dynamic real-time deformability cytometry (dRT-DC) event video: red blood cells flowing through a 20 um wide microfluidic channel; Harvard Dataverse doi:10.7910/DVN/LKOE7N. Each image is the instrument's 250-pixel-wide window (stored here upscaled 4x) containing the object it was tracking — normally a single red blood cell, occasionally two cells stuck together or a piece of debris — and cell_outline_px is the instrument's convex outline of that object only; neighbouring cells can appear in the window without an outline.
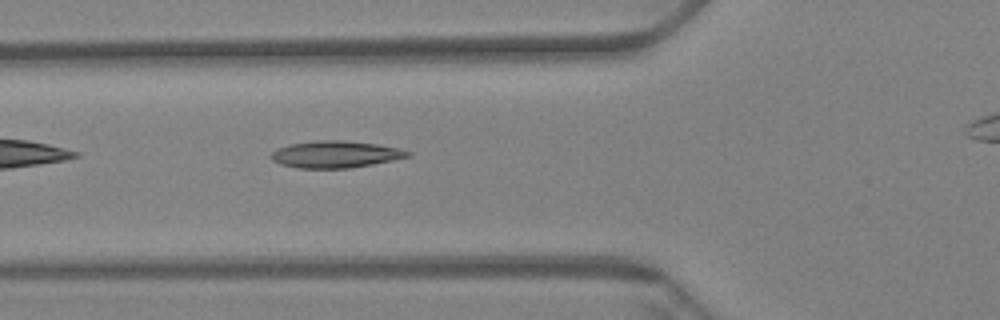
{"species": "Egyptian fruit bat (a non-hibernating species)", "species_latin": "Rousettus aegyptiacus", "temperature_condition": "warm", "stored_images_in_passage": 31, "camera_frame_rate_fps": 3000, "um_per_image_px": 0.085, "animal": {"sex": "female"}, "frame": {"image": 1, "passage_image": 5, "time_ms": 1.333, "image_size_px": [1000, 320], "cell_outline_px": [[412, 156], [372, 164], [348, 168], [300, 168], [280, 164], [272, 160], [272, 152], [288, 144], [312, 140], [344, 140], [376, 144], [400, 148], [412, 152]], "centroid_in_image_um": [28.54, 13.11], "position_along_channel_um": 97.3, "area_um2": 21.39}}
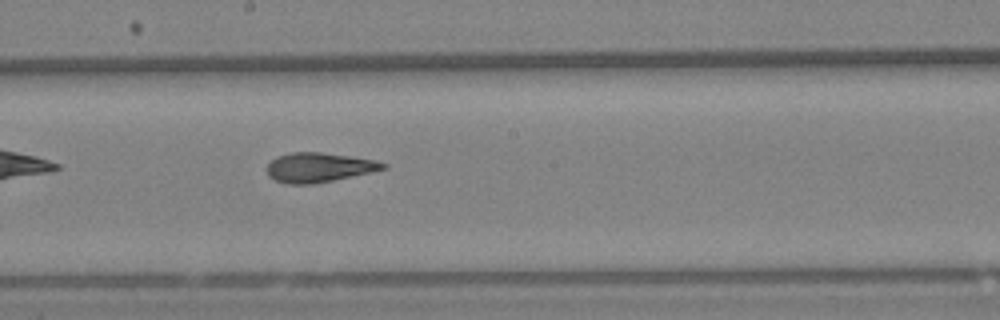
{"frame": {"image": 2, "passage_image": 16, "time_ms": 5.0, "image_size_px": [1000, 320], "cell_outline_px": [[388, 168], [332, 180], [312, 184], [288, 184], [276, 180], [268, 176], [268, 164], [276, 156], [292, 152], [320, 152], [376, 160], [388, 164]], "centroid_in_image_um": [27.1, 14.22], "position_along_channel_um": 221.1, "area_um2": 19.71}}
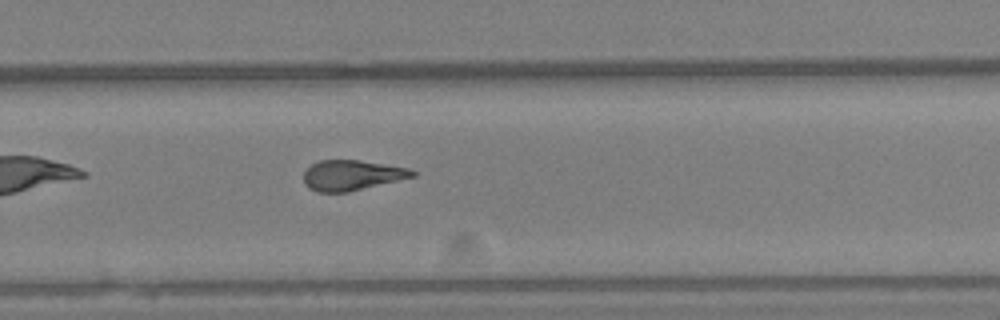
{"frame": {"image": 3, "passage_image": 23, "time_ms": 7.333, "image_size_px": [1000, 320], "cell_outline_px": [[416, 176], [348, 192], [316, 192], [308, 188], [304, 184], [304, 172], [312, 164], [320, 160], [360, 160], [412, 168], [416, 172]], "centroid_in_image_um": [29.92, 14.89], "position_along_channel_um": 299.9, "area_um2": 19.31}, "authors_computed_cell_mechanics": {"area_um2": 19.7098, "velocity_mm_per_s": 3.395, "shape_relaxation_time_tau1_ms": null, "shape_relaxation_time_tau2_ms": 2.9298, "deformation_change_tau1": null, "deformation_change_tau2": 0.1204}}